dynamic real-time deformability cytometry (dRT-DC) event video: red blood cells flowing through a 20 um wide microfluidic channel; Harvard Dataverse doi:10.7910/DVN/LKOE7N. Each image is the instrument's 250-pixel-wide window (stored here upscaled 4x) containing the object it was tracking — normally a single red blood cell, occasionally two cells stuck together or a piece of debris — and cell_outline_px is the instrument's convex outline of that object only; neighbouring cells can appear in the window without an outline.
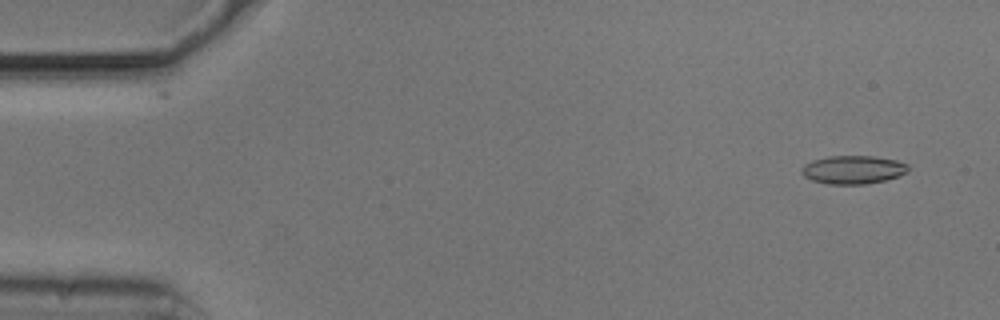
{"species": "common noctule bat (a hibernating species)", "species_latin": "Nyctalus noctula", "temperature_condition": "cold", "stored_images_in_passage": 55, "camera_frame_rate_fps": 3000, "um_per_image_px": 0.085, "animal": {"sex": "male", "body_mass_g": 20.5, "forearm_length_mm": 52.5}, "frame": {"image": 1, "passage_image": 4, "time_ms": 1.0, "image_size_px": [1000, 320], "cell_outline_px": [[908, 172], [900, 176], [884, 180], [864, 184], [828, 184], [812, 180], [804, 176], [800, 172], [800, 168], [804, 164], [812, 160], [828, 156], [872, 156], [896, 160], [908, 164]], "centroid_in_image_um": [72.49, 14.42], "position_along_channel_um": 12.5, "area_um2": 17.69}}
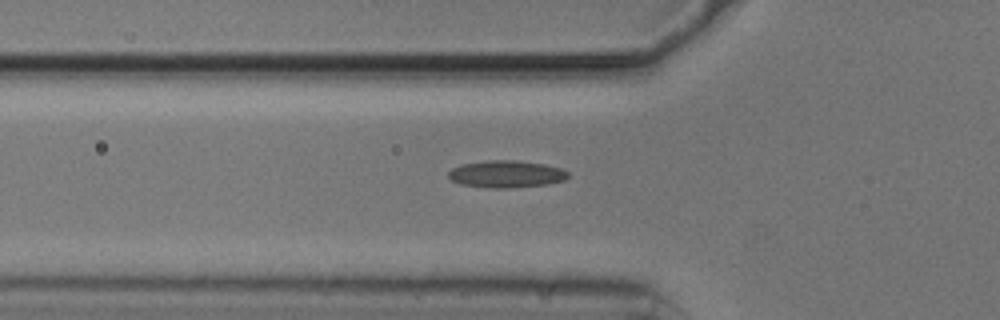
{"frame": {"image": 2, "passage_image": 19, "time_ms": 6.0, "image_size_px": [1000, 320], "cell_outline_px": [[568, 176], [564, 180], [548, 184], [508, 188], [496, 188], [460, 184], [452, 180], [448, 176], [448, 172], [452, 168], [460, 164], [484, 160], [516, 160], [544, 164], [560, 168], [568, 172]], "centroid_in_image_um": [43.01, 14.78], "position_along_channel_um": 82.8, "area_um2": 18.9}}
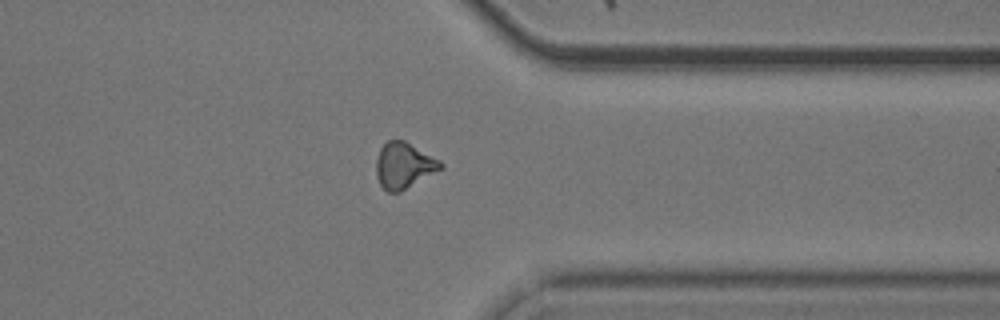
{"frame": {"image": 3, "passage_image": 43, "time_ms": 14.0, "image_size_px": [1000, 320], "cell_outline_px": [[444, 168], [400, 192], [388, 192], [380, 184], [376, 176], [376, 160], [380, 148], [388, 140], [404, 140], [440, 160], [444, 164]], "centroid_in_image_um": [34.34, 14.07], "position_along_channel_um": 377.1, "area_um2": 17.28}}